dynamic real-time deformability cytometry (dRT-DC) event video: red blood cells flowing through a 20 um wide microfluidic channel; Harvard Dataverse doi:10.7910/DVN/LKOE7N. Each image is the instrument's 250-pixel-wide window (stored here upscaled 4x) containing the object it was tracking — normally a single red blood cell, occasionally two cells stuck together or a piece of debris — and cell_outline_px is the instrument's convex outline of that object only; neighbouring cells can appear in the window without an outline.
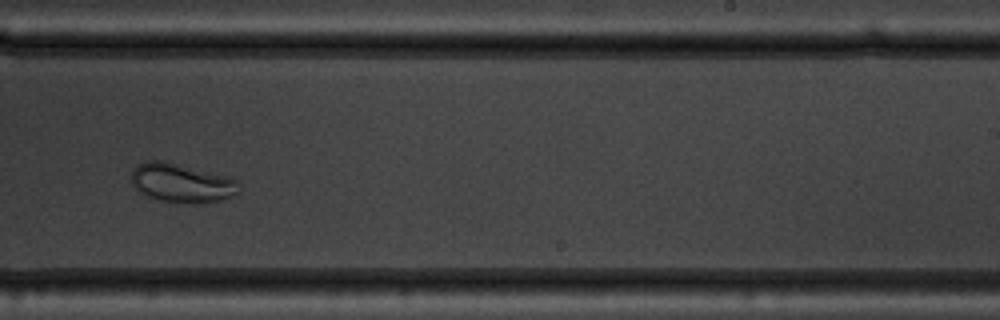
{"species": "common noctule bat (a hibernating species)", "species_latin": "Nyctalus noctula", "temperature_condition": "warm", "stored_images_in_passage": 48, "camera_frame_rate_fps": 3000, "um_per_image_px": 0.085, "animal": {"sex": "male", "body_mass_g": 19.5, "forearm_length_mm": 54.6}, "frame": {"image": 1, "passage_image": 28, "time_ms": 9.0, "image_size_px": [1000, 320], "cell_outline_px": [[236, 192], [224, 200], [200, 204], [180, 204], [156, 200], [140, 192], [132, 184], [132, 172], [136, 164], [148, 160], [164, 160], [228, 176], [236, 180]], "centroid_in_image_um": [15.39, 15.56], "position_along_channel_um": 273.6, "area_um2": 24.68}}
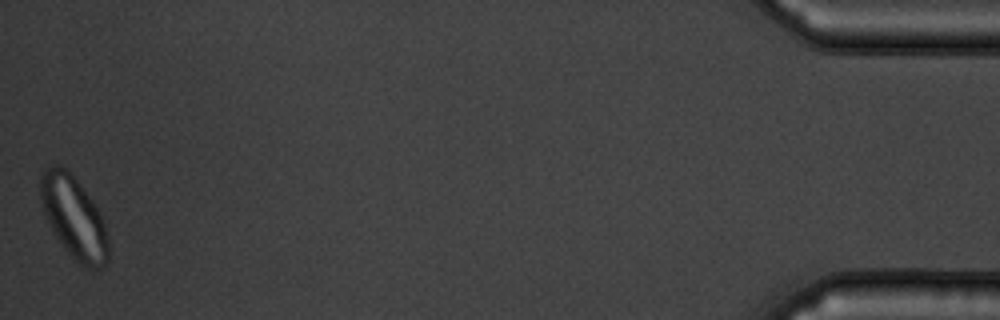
{"frame": {"image": 2, "passage_image": 48, "time_ms": 15.667, "image_size_px": [1000, 320], "cell_outline_px": [[108, 264], [100, 268], [88, 268], [80, 264], [68, 252], [52, 232], [44, 212], [40, 196], [40, 176], [44, 168], [52, 164], [56, 164], [64, 168], [76, 180], [92, 200], [104, 224], [108, 240]], "centroid_in_image_um": [6.26, 18.49], "position_along_channel_um": 428.9, "area_um2": 32.02}, "authors_computed_cell_mechanics": {"area_um2": 28.8422, "velocity_mm_per_s": 3.6357, "shape_relaxation_time_tau1_ms": 2.6791, "shape_relaxation_time_tau2_ms": null, "deformation_change_tau1": 0.065, "deformation_change_tau2": null}}